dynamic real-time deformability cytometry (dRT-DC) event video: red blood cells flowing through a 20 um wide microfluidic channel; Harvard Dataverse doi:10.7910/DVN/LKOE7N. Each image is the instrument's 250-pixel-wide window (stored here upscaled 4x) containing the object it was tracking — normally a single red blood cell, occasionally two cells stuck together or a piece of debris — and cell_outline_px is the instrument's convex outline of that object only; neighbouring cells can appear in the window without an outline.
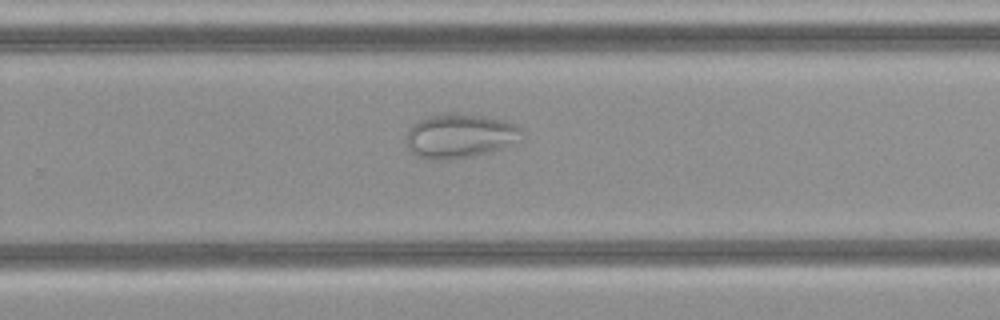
{"species": "common noctule bat (a hibernating species)", "species_latin": "Nyctalus noctula", "temperature_condition": "cold", "stored_images_in_passage": 26, "camera_frame_rate_fps": 3000, "um_per_image_px": 0.085, "animal": {"sex": "female", "body_mass_g": 21.9}, "frame": {"image": 1, "passage_image": 13, "time_ms": 4.0, "image_size_px": [1000, 320], "cell_outline_px": [[524, 132], [520, 140], [504, 148], [472, 156], [444, 160], [432, 160], [416, 156], [408, 148], [404, 140], [404, 136], [420, 120], [432, 116], [484, 116], [504, 120], [516, 124], [524, 128]], "centroid_in_image_um": [39.14, 11.61], "position_along_channel_um": 290.7, "area_um2": 29.25}}
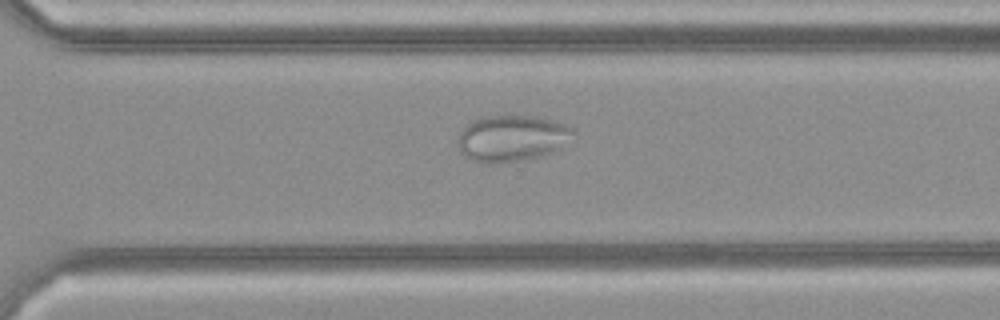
{"frame": {"image": 2, "passage_image": 15, "time_ms": 4.667, "image_size_px": [1000, 320], "cell_outline_px": [[580, 136], [564, 148], [548, 156], [500, 164], [484, 164], [472, 160], [464, 156], [460, 152], [456, 140], [460, 132], [472, 120], [484, 116], [540, 116], [564, 124], [572, 128]], "centroid_in_image_um": [43.61, 11.79], "position_along_channel_um": 327.0, "area_um2": 32.54}}